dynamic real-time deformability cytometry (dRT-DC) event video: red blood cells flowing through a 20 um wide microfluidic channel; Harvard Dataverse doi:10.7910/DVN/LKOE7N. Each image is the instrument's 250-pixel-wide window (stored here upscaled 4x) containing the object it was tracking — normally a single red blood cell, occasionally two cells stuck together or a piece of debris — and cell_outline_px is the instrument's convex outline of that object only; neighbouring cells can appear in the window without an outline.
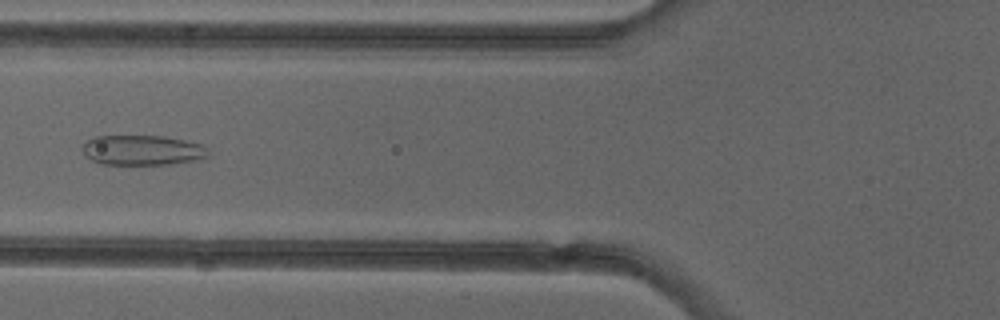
{"species": "common noctule bat (a hibernating species)", "species_latin": "Nyctalus noctula", "temperature_condition": "cold", "stored_images_in_passage": 7, "camera_frame_rate_fps": 3000, "um_per_image_px": 0.085, "animal": {"sex": "female"}, "frame": {"image": 1, "passage_image": 6, "time_ms": 6.0, "image_size_px": [1000, 320], "cell_outline_px": [[208, 156], [196, 160], [168, 164], [100, 164], [84, 156], [80, 148], [88, 140], [96, 136], [164, 136], [204, 144], [208, 152]], "centroid_in_image_um": [12.08, 12.76], "position_along_channel_um": 113.7, "area_um2": 22.08}}
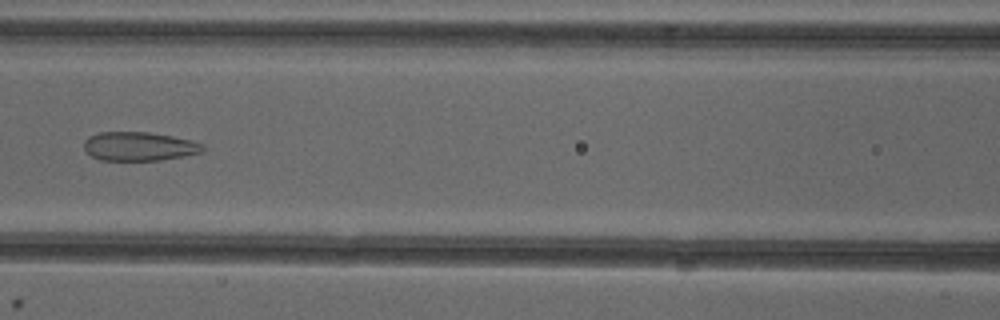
{"frame": {"image": 2, "passage_image": 7, "time_ms": 7.0, "image_size_px": [1000, 320], "cell_outline_px": [[204, 148], [200, 152], [184, 156], [160, 160], [100, 160], [92, 156], [84, 148], [84, 140], [88, 136], [100, 132], [148, 132], [172, 136], [192, 140], [204, 144]], "centroid_in_image_um": [11.82, 12.43], "position_along_channel_um": 154.8, "area_um2": 19.94}}